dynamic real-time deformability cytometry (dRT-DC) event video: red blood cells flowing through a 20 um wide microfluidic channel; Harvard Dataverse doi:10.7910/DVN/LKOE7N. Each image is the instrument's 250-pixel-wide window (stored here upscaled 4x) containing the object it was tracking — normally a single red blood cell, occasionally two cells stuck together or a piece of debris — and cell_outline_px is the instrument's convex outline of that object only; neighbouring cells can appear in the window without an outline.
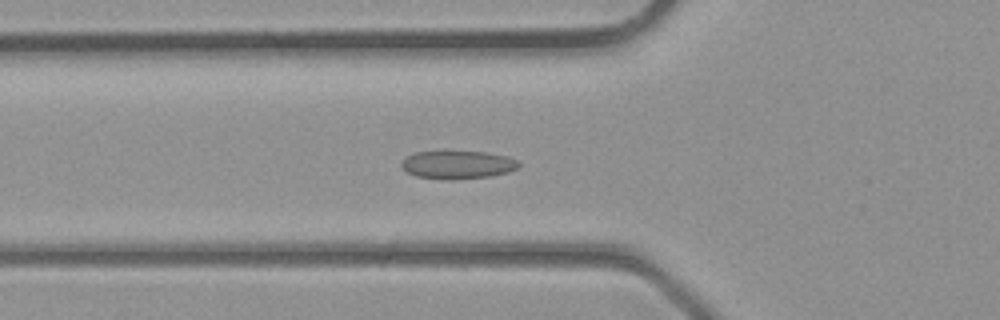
{"species": "common noctule bat (a hibernating species)", "species_latin": "Nyctalus noctula", "temperature_condition": "room temperature", "stored_images_in_passage": 26, "camera_frame_rate_fps": 3000, "um_per_image_px": 0.085, "animal": {"sex": "male", "body_mass_g": 23.1, "forearm_length_mm": 52.7}, "frame": {"image": 1, "passage_image": 2, "time_ms": 0.333, "image_size_px": [1000, 320], "cell_outline_px": [[520, 164], [516, 168], [508, 172], [488, 176], [452, 180], [448, 180], [416, 176], [408, 172], [400, 164], [408, 156], [416, 152], [448, 148], [488, 152], [508, 156], [516, 160]], "centroid_in_image_um": [38.89, 13.94], "position_along_channel_um": 86.9, "area_um2": 19.94}}
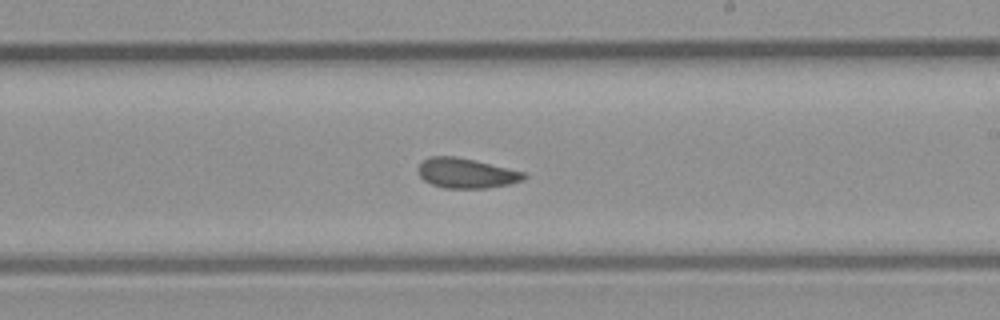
{"frame": {"image": 2, "passage_image": 11, "time_ms": 3.333, "image_size_px": [1000, 320], "cell_outline_px": [[528, 176], [524, 180], [508, 184], [484, 188], [444, 188], [432, 184], [424, 180], [420, 176], [416, 168], [428, 156], [456, 156], [524, 172]], "centroid_in_image_um": [39.6, 14.72], "position_along_channel_um": 249.4, "area_um2": 18.32}}
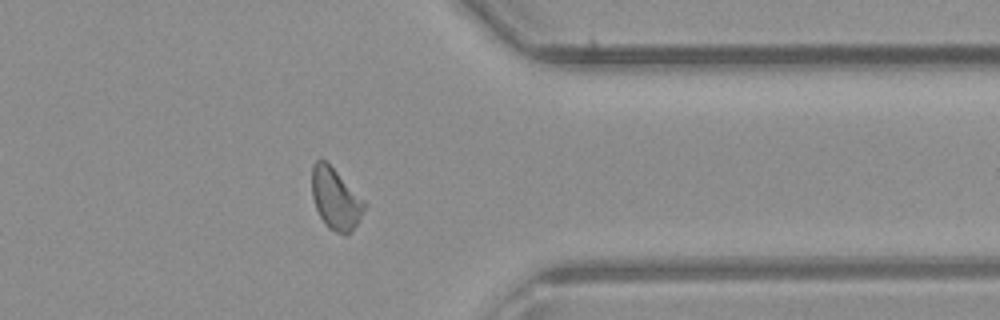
{"frame": {"image": 3, "passage_image": 19, "time_ms": 6.0, "image_size_px": [1000, 320], "cell_outline_px": [[368, 204], [356, 224], [348, 236], [344, 236], [328, 228], [324, 224], [316, 208], [312, 196], [312, 164], [316, 160], [324, 160]], "centroid_in_image_um": [28.52, 16.95], "position_along_channel_um": 382.9, "area_um2": 18.55}}